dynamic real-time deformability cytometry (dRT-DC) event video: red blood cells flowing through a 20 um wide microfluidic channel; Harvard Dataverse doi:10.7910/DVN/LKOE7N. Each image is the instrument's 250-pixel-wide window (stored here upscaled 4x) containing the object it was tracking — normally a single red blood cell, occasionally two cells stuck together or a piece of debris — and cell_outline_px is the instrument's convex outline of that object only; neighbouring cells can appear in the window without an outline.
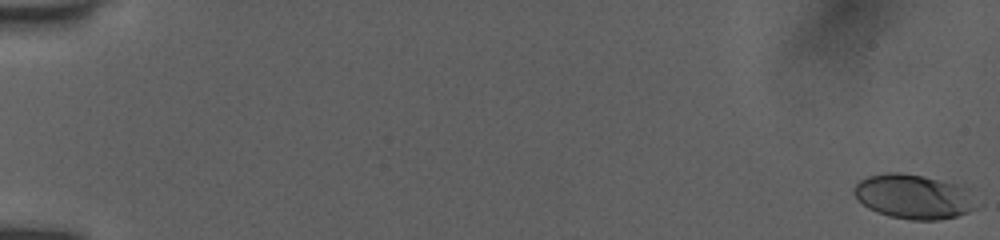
{"species": "human", "species_latin": "Homo sapiens", "temperature_condition": "room temperature", "stored_images_in_passage": 17, "camera_frame_rate_fps": 3000, "um_per_image_px": 0.085, "donor": {"sex": "female"}, "frame": {"image": 1, "passage_image": 1, "time_ms": 0.0, "image_size_px": [1000, 240], "cell_outline_px": [[980, 204], [976, 208], [968, 212], [956, 216], [936, 220], [912, 220], [888, 216], [876, 212], [868, 208], [852, 192], [852, 188], [860, 180], [868, 176], [884, 172], [900, 172], [924, 176], [972, 188]], "centroid_in_image_um": [77.73, 16.7], "position_along_channel_um": 7.3, "area_um2": 32.37}}
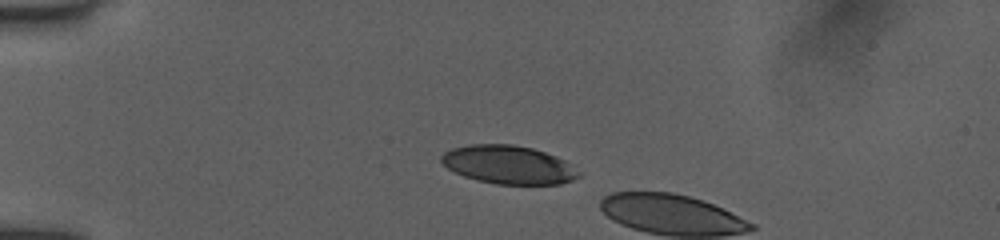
{"frame": {"image": 2, "passage_image": 15, "time_ms": 4.667, "image_size_px": [1000, 240], "cell_outline_px": [[580, 176], [572, 180], [560, 184], [496, 184], [476, 180], [464, 176], [448, 168], [440, 160], [440, 156], [444, 152], [452, 148], [468, 144], [512, 144], [532, 148], [556, 156], [564, 160], [580, 172]], "centroid_in_image_um": [43.21, 14.0], "position_along_channel_um": 41.8, "area_um2": 30.69}}